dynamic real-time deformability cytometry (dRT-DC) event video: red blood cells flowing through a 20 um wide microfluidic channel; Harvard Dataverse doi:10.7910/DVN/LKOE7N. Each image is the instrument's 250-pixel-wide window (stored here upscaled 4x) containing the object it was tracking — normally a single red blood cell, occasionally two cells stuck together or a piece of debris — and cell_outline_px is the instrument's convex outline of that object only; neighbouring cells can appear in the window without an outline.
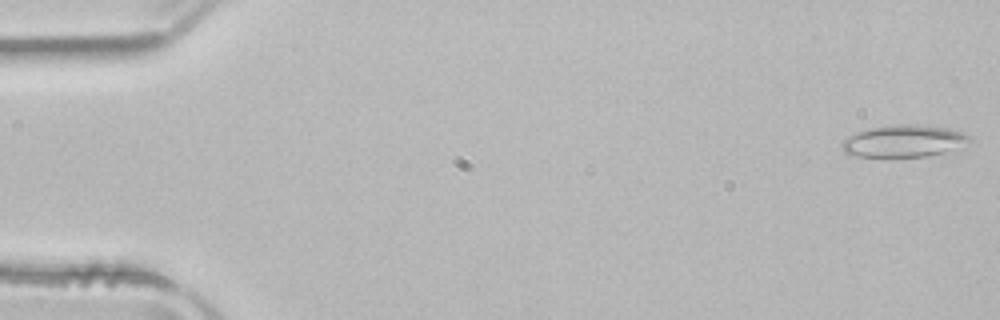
{"species": "common noctule bat (a hibernating species)", "species_latin": "Nyctalus noctula", "temperature_condition": "room temperature", "stored_images_in_passage": 16, "camera_frame_rate_fps": 3000, "um_per_image_px": 0.085, "animal": {"sex": "male", "body_mass_g": 21.5, "forearm_length_mm": 52.0}, "frame": {"image": 1, "passage_image": 1, "time_ms": 0.0, "image_size_px": [1000, 320], "cell_outline_px": [[972, 140], [944, 152], [924, 156], [856, 156], [844, 152], [840, 148], [840, 144], [848, 136], [856, 132], [868, 128], [900, 124], [912, 124], [948, 128], [964, 132]], "centroid_in_image_um": [76.76, 11.97], "position_along_channel_um": 8.2, "area_um2": 23.47}}